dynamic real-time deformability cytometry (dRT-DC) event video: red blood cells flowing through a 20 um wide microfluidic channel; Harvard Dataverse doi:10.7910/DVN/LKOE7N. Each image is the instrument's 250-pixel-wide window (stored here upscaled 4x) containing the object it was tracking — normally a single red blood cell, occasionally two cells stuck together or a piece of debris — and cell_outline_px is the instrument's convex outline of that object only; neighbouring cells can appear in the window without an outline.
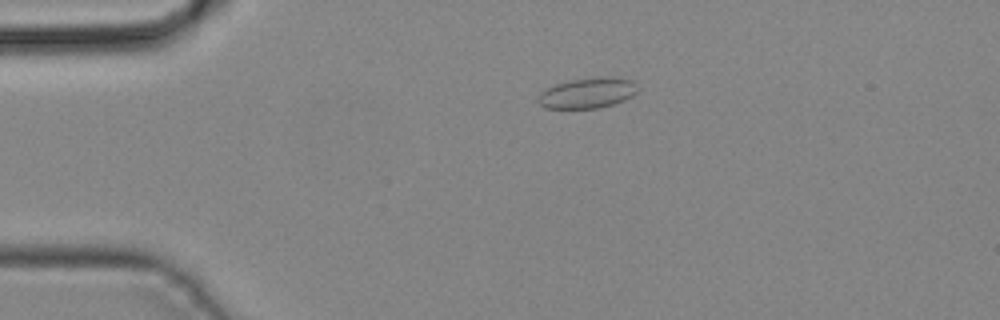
{"species": "common noctule bat (a hibernating species)", "species_latin": "Nyctalus noctula", "temperature_condition": "cold", "stored_images_in_passage": 38, "camera_frame_rate_fps": 3000, "um_per_image_px": 0.085, "animal": {"sex": "male", "body_mass_g": 19.2, "forearm_length_mm": 51.8}, "frame": {"image": 1, "passage_image": 4, "time_ms": 1.0, "image_size_px": [1000, 320], "cell_outline_px": [[636, 92], [632, 96], [624, 100], [612, 104], [596, 108], [544, 108], [536, 100], [536, 96], [540, 92], [556, 84], [572, 80], [600, 76], [616, 76], [632, 80]], "centroid_in_image_um": [49.9, 7.89], "position_along_channel_um": 35.1, "area_um2": 17.63}}
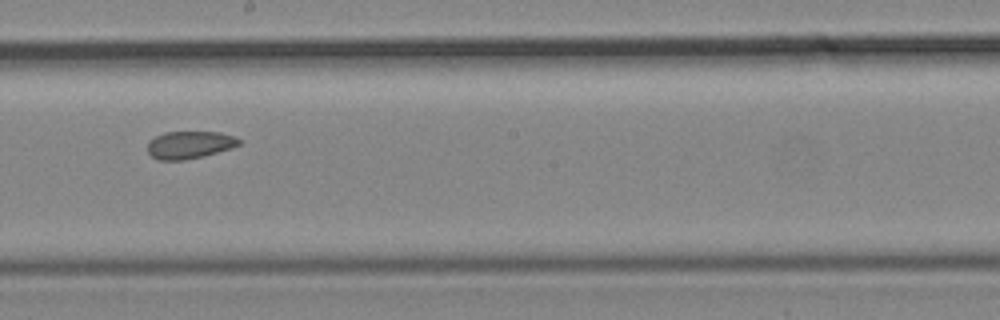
{"frame": {"image": 2, "passage_image": 19, "time_ms": 6.0, "image_size_px": [1000, 320], "cell_outline_px": [[240, 144], [232, 148], [204, 156], [184, 160], [156, 160], [148, 152], [148, 140], [164, 132], [220, 132], [236, 136], [240, 140]], "centroid_in_image_um": [16.12, 12.31], "position_along_channel_um": 232.1, "area_um2": 14.8}}
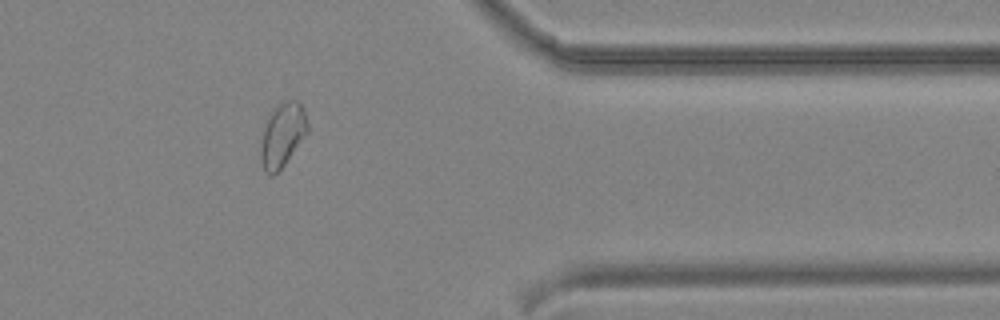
{"frame": {"image": 3, "passage_image": 30, "time_ms": 9.667, "image_size_px": [1000, 320], "cell_outline_px": [[308, 132], [284, 164], [272, 176], [268, 176], [264, 172], [260, 160], [260, 148], [264, 128], [268, 116], [272, 108], [284, 100], [296, 100], [304, 108], [308, 124]], "centroid_in_image_um": [23.99, 11.46], "position_along_channel_um": 387.4, "area_um2": 17.51}}